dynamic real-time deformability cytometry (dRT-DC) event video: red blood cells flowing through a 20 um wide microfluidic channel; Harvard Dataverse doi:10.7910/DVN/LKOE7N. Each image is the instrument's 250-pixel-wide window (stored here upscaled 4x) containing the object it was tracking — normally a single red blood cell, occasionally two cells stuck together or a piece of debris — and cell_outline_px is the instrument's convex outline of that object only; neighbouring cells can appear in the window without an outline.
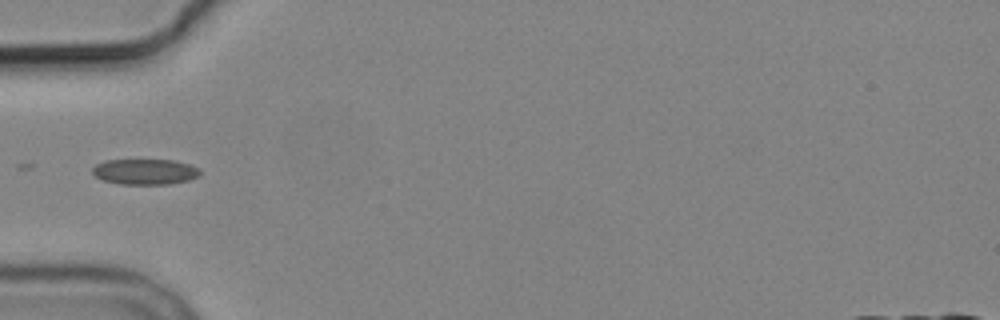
{"species": "common noctule bat (a hibernating species)", "species_latin": "Nyctalus noctula", "temperature_condition": "cold", "stored_images_in_passage": 4, "camera_frame_rate_fps": 3000, "um_per_image_px": 0.085, "animal": {"sex": "male", "body_mass_g": 19.2, "forearm_length_mm": 51.8}, "frame": {"image": 1, "passage_image": 2, "time_ms": 1.0, "image_size_px": [1000, 320], "cell_outline_px": [[200, 176], [188, 180], [168, 184], [120, 184], [100, 180], [92, 172], [92, 168], [96, 164], [104, 160], [176, 160], [200, 168]], "centroid_in_image_um": [12.31, 14.59], "position_along_channel_um": 72.7, "area_um2": 16.18}}
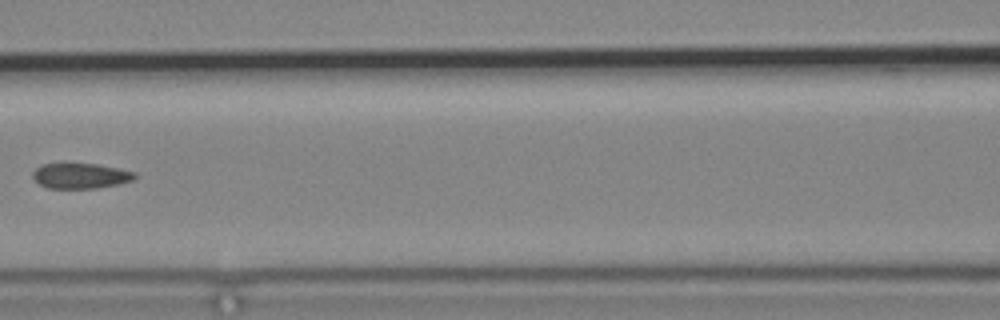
{"frame": {"image": 2, "passage_image": 4, "time_ms": 3.333, "image_size_px": [1000, 320], "cell_outline_px": [[140, 176], [132, 180], [120, 184], [96, 188], [48, 188], [40, 184], [32, 176], [32, 172], [40, 164], [60, 160], [96, 164], [136, 172]], "centroid_in_image_um": [6.81, 14.89], "position_along_channel_um": 159.8, "area_um2": 15.84}}